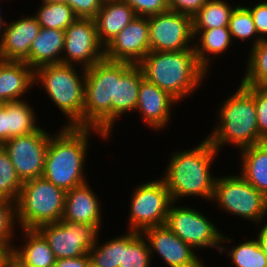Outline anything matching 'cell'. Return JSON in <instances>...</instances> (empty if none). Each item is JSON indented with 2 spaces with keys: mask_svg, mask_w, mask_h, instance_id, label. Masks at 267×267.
<instances>
[{
  "mask_svg": "<svg viewBox=\"0 0 267 267\" xmlns=\"http://www.w3.org/2000/svg\"><path fill=\"white\" fill-rule=\"evenodd\" d=\"M202 139L192 148L176 149L170 153L168 165H165V172L161 173L160 178L170 192L173 202H180L185 197H200L201 201L205 200L211 204L217 179L212 166H215L214 162L221 152H218L205 136Z\"/></svg>",
  "mask_w": 267,
  "mask_h": 267,
  "instance_id": "1",
  "label": "cell"
},
{
  "mask_svg": "<svg viewBox=\"0 0 267 267\" xmlns=\"http://www.w3.org/2000/svg\"><path fill=\"white\" fill-rule=\"evenodd\" d=\"M53 133L46 150L43 177L67 192L89 180L85 166L93 134L103 141L111 139L96 128L61 126Z\"/></svg>",
  "mask_w": 267,
  "mask_h": 267,
  "instance_id": "2",
  "label": "cell"
},
{
  "mask_svg": "<svg viewBox=\"0 0 267 267\" xmlns=\"http://www.w3.org/2000/svg\"><path fill=\"white\" fill-rule=\"evenodd\" d=\"M144 79L168 92L179 104L196 94L210 76L199 63L194 48L183 51H149L137 64Z\"/></svg>",
  "mask_w": 267,
  "mask_h": 267,
  "instance_id": "3",
  "label": "cell"
},
{
  "mask_svg": "<svg viewBox=\"0 0 267 267\" xmlns=\"http://www.w3.org/2000/svg\"><path fill=\"white\" fill-rule=\"evenodd\" d=\"M238 84L236 90L219 103L217 119L214 118L216 124L208 136L205 135L218 152L227 145L239 151L264 141L259 135L254 97L240 82Z\"/></svg>",
  "mask_w": 267,
  "mask_h": 267,
  "instance_id": "4",
  "label": "cell"
},
{
  "mask_svg": "<svg viewBox=\"0 0 267 267\" xmlns=\"http://www.w3.org/2000/svg\"><path fill=\"white\" fill-rule=\"evenodd\" d=\"M133 65L104 58L86 69L85 128H96L110 139L115 131L116 79H120Z\"/></svg>",
  "mask_w": 267,
  "mask_h": 267,
  "instance_id": "5",
  "label": "cell"
},
{
  "mask_svg": "<svg viewBox=\"0 0 267 267\" xmlns=\"http://www.w3.org/2000/svg\"><path fill=\"white\" fill-rule=\"evenodd\" d=\"M78 67L59 63L34 70L35 85L43 87L48 100L53 102L52 106H56L67 119L62 127H84L86 69Z\"/></svg>",
  "mask_w": 267,
  "mask_h": 267,
  "instance_id": "6",
  "label": "cell"
},
{
  "mask_svg": "<svg viewBox=\"0 0 267 267\" xmlns=\"http://www.w3.org/2000/svg\"><path fill=\"white\" fill-rule=\"evenodd\" d=\"M66 191L46 178L38 177L23 182L16 202L17 221L21 229H38L56 223L63 215Z\"/></svg>",
  "mask_w": 267,
  "mask_h": 267,
  "instance_id": "7",
  "label": "cell"
},
{
  "mask_svg": "<svg viewBox=\"0 0 267 267\" xmlns=\"http://www.w3.org/2000/svg\"><path fill=\"white\" fill-rule=\"evenodd\" d=\"M233 173L217 175L211 204H217L222 213L249 221L255 229L267 221V197L239 173Z\"/></svg>",
  "mask_w": 267,
  "mask_h": 267,
  "instance_id": "8",
  "label": "cell"
},
{
  "mask_svg": "<svg viewBox=\"0 0 267 267\" xmlns=\"http://www.w3.org/2000/svg\"><path fill=\"white\" fill-rule=\"evenodd\" d=\"M131 189L126 230L141 233L146 228L165 225L173 200L164 181L157 177Z\"/></svg>",
  "mask_w": 267,
  "mask_h": 267,
  "instance_id": "9",
  "label": "cell"
},
{
  "mask_svg": "<svg viewBox=\"0 0 267 267\" xmlns=\"http://www.w3.org/2000/svg\"><path fill=\"white\" fill-rule=\"evenodd\" d=\"M193 207L173 202L165 225L197 252L214 248L219 252L223 230L218 229L217 223H213L215 220H210L204 211Z\"/></svg>",
  "mask_w": 267,
  "mask_h": 267,
  "instance_id": "10",
  "label": "cell"
},
{
  "mask_svg": "<svg viewBox=\"0 0 267 267\" xmlns=\"http://www.w3.org/2000/svg\"><path fill=\"white\" fill-rule=\"evenodd\" d=\"M37 230L48 241L56 259L87 255L101 235L94 225L62 218L56 223L41 225Z\"/></svg>",
  "mask_w": 267,
  "mask_h": 267,
  "instance_id": "11",
  "label": "cell"
},
{
  "mask_svg": "<svg viewBox=\"0 0 267 267\" xmlns=\"http://www.w3.org/2000/svg\"><path fill=\"white\" fill-rule=\"evenodd\" d=\"M52 134L40 126L30 134L12 137L4 142V151L22 182L43 176L46 150Z\"/></svg>",
  "mask_w": 267,
  "mask_h": 267,
  "instance_id": "12",
  "label": "cell"
},
{
  "mask_svg": "<svg viewBox=\"0 0 267 267\" xmlns=\"http://www.w3.org/2000/svg\"><path fill=\"white\" fill-rule=\"evenodd\" d=\"M150 51H183L194 48L192 17L166 11L148 17Z\"/></svg>",
  "mask_w": 267,
  "mask_h": 267,
  "instance_id": "13",
  "label": "cell"
},
{
  "mask_svg": "<svg viewBox=\"0 0 267 267\" xmlns=\"http://www.w3.org/2000/svg\"><path fill=\"white\" fill-rule=\"evenodd\" d=\"M104 58L94 19L77 18L65 29L63 64L87 69Z\"/></svg>",
  "mask_w": 267,
  "mask_h": 267,
  "instance_id": "14",
  "label": "cell"
},
{
  "mask_svg": "<svg viewBox=\"0 0 267 267\" xmlns=\"http://www.w3.org/2000/svg\"><path fill=\"white\" fill-rule=\"evenodd\" d=\"M141 233L148 242L152 260L156 254L166 267H206L205 259L201 260L202 256L166 225L149 227Z\"/></svg>",
  "mask_w": 267,
  "mask_h": 267,
  "instance_id": "15",
  "label": "cell"
},
{
  "mask_svg": "<svg viewBox=\"0 0 267 267\" xmlns=\"http://www.w3.org/2000/svg\"><path fill=\"white\" fill-rule=\"evenodd\" d=\"M150 51L148 17L136 16L104 47L105 58L137 65Z\"/></svg>",
  "mask_w": 267,
  "mask_h": 267,
  "instance_id": "16",
  "label": "cell"
},
{
  "mask_svg": "<svg viewBox=\"0 0 267 267\" xmlns=\"http://www.w3.org/2000/svg\"><path fill=\"white\" fill-rule=\"evenodd\" d=\"M178 103L168 92L144 79L139 87L135 113L140 114L145 128L148 127L153 132H160L169 127V123L173 121L171 120L172 111Z\"/></svg>",
  "mask_w": 267,
  "mask_h": 267,
  "instance_id": "17",
  "label": "cell"
},
{
  "mask_svg": "<svg viewBox=\"0 0 267 267\" xmlns=\"http://www.w3.org/2000/svg\"><path fill=\"white\" fill-rule=\"evenodd\" d=\"M40 29V24L32 14L7 21L0 38V59L24 61Z\"/></svg>",
  "mask_w": 267,
  "mask_h": 267,
  "instance_id": "18",
  "label": "cell"
},
{
  "mask_svg": "<svg viewBox=\"0 0 267 267\" xmlns=\"http://www.w3.org/2000/svg\"><path fill=\"white\" fill-rule=\"evenodd\" d=\"M89 182L73 187L66 192L62 219L94 225L102 233L101 227H104L102 207L104 206L100 196L93 191L95 189L91 188L92 185Z\"/></svg>",
  "mask_w": 267,
  "mask_h": 267,
  "instance_id": "19",
  "label": "cell"
},
{
  "mask_svg": "<svg viewBox=\"0 0 267 267\" xmlns=\"http://www.w3.org/2000/svg\"><path fill=\"white\" fill-rule=\"evenodd\" d=\"M34 86V69L24 61L0 59V103L27 99Z\"/></svg>",
  "mask_w": 267,
  "mask_h": 267,
  "instance_id": "20",
  "label": "cell"
},
{
  "mask_svg": "<svg viewBox=\"0 0 267 267\" xmlns=\"http://www.w3.org/2000/svg\"><path fill=\"white\" fill-rule=\"evenodd\" d=\"M20 235L16 238L19 246L13 244L12 259L22 267H53L56 258L48 241L37 229H19Z\"/></svg>",
  "mask_w": 267,
  "mask_h": 267,
  "instance_id": "21",
  "label": "cell"
},
{
  "mask_svg": "<svg viewBox=\"0 0 267 267\" xmlns=\"http://www.w3.org/2000/svg\"><path fill=\"white\" fill-rule=\"evenodd\" d=\"M135 17L136 14L128 3L104 0L94 18L99 42L105 47Z\"/></svg>",
  "mask_w": 267,
  "mask_h": 267,
  "instance_id": "22",
  "label": "cell"
},
{
  "mask_svg": "<svg viewBox=\"0 0 267 267\" xmlns=\"http://www.w3.org/2000/svg\"><path fill=\"white\" fill-rule=\"evenodd\" d=\"M64 40L65 30L41 27L24 62L34 70L43 65L62 63Z\"/></svg>",
  "mask_w": 267,
  "mask_h": 267,
  "instance_id": "23",
  "label": "cell"
},
{
  "mask_svg": "<svg viewBox=\"0 0 267 267\" xmlns=\"http://www.w3.org/2000/svg\"><path fill=\"white\" fill-rule=\"evenodd\" d=\"M233 44L228 26L201 30L194 37V50L198 63L209 73L214 61L220 56L223 57Z\"/></svg>",
  "mask_w": 267,
  "mask_h": 267,
  "instance_id": "24",
  "label": "cell"
},
{
  "mask_svg": "<svg viewBox=\"0 0 267 267\" xmlns=\"http://www.w3.org/2000/svg\"><path fill=\"white\" fill-rule=\"evenodd\" d=\"M238 173L267 197V145L262 142L238 151Z\"/></svg>",
  "mask_w": 267,
  "mask_h": 267,
  "instance_id": "25",
  "label": "cell"
},
{
  "mask_svg": "<svg viewBox=\"0 0 267 267\" xmlns=\"http://www.w3.org/2000/svg\"><path fill=\"white\" fill-rule=\"evenodd\" d=\"M251 238H246L245 241L243 238L241 243L234 245L232 241L235 240L231 235L223 233L219 254H227L233 267H267V255L257 237Z\"/></svg>",
  "mask_w": 267,
  "mask_h": 267,
  "instance_id": "26",
  "label": "cell"
},
{
  "mask_svg": "<svg viewBox=\"0 0 267 267\" xmlns=\"http://www.w3.org/2000/svg\"><path fill=\"white\" fill-rule=\"evenodd\" d=\"M144 80L141 68L133 65L120 79H116L115 124L127 113L135 114L139 87ZM117 121V122H116Z\"/></svg>",
  "mask_w": 267,
  "mask_h": 267,
  "instance_id": "27",
  "label": "cell"
},
{
  "mask_svg": "<svg viewBox=\"0 0 267 267\" xmlns=\"http://www.w3.org/2000/svg\"><path fill=\"white\" fill-rule=\"evenodd\" d=\"M36 114L27 99L6 103V141L36 131L40 127Z\"/></svg>",
  "mask_w": 267,
  "mask_h": 267,
  "instance_id": "28",
  "label": "cell"
},
{
  "mask_svg": "<svg viewBox=\"0 0 267 267\" xmlns=\"http://www.w3.org/2000/svg\"><path fill=\"white\" fill-rule=\"evenodd\" d=\"M236 4H229L227 0H208L192 17L193 36L195 37L201 30L228 26L234 9L239 5Z\"/></svg>",
  "mask_w": 267,
  "mask_h": 267,
  "instance_id": "29",
  "label": "cell"
},
{
  "mask_svg": "<svg viewBox=\"0 0 267 267\" xmlns=\"http://www.w3.org/2000/svg\"><path fill=\"white\" fill-rule=\"evenodd\" d=\"M123 232L120 267H152L149 245L142 233L130 230Z\"/></svg>",
  "mask_w": 267,
  "mask_h": 267,
  "instance_id": "30",
  "label": "cell"
},
{
  "mask_svg": "<svg viewBox=\"0 0 267 267\" xmlns=\"http://www.w3.org/2000/svg\"><path fill=\"white\" fill-rule=\"evenodd\" d=\"M39 3L40 6L32 15L42 28L65 30L77 19L73 9L66 3Z\"/></svg>",
  "mask_w": 267,
  "mask_h": 267,
  "instance_id": "31",
  "label": "cell"
},
{
  "mask_svg": "<svg viewBox=\"0 0 267 267\" xmlns=\"http://www.w3.org/2000/svg\"><path fill=\"white\" fill-rule=\"evenodd\" d=\"M242 85L262 86L267 82V40H261L256 46L249 48Z\"/></svg>",
  "mask_w": 267,
  "mask_h": 267,
  "instance_id": "32",
  "label": "cell"
},
{
  "mask_svg": "<svg viewBox=\"0 0 267 267\" xmlns=\"http://www.w3.org/2000/svg\"><path fill=\"white\" fill-rule=\"evenodd\" d=\"M228 29L232 40H234L233 42L236 40V44L237 41L242 43L250 42V48H252L261 41L257 34L253 17L243 3L234 9L228 23Z\"/></svg>",
  "mask_w": 267,
  "mask_h": 267,
  "instance_id": "33",
  "label": "cell"
},
{
  "mask_svg": "<svg viewBox=\"0 0 267 267\" xmlns=\"http://www.w3.org/2000/svg\"><path fill=\"white\" fill-rule=\"evenodd\" d=\"M101 238L98 235L89 251L90 260L98 267H120V263H122V233L105 241L100 240Z\"/></svg>",
  "mask_w": 267,
  "mask_h": 267,
  "instance_id": "34",
  "label": "cell"
},
{
  "mask_svg": "<svg viewBox=\"0 0 267 267\" xmlns=\"http://www.w3.org/2000/svg\"><path fill=\"white\" fill-rule=\"evenodd\" d=\"M22 185L11 159L3 150L0 153V196L17 202Z\"/></svg>",
  "mask_w": 267,
  "mask_h": 267,
  "instance_id": "35",
  "label": "cell"
},
{
  "mask_svg": "<svg viewBox=\"0 0 267 267\" xmlns=\"http://www.w3.org/2000/svg\"><path fill=\"white\" fill-rule=\"evenodd\" d=\"M17 224L16 202L0 196V239L7 240L12 246L13 242L17 243L15 238L18 237V230L16 229L20 228Z\"/></svg>",
  "mask_w": 267,
  "mask_h": 267,
  "instance_id": "36",
  "label": "cell"
},
{
  "mask_svg": "<svg viewBox=\"0 0 267 267\" xmlns=\"http://www.w3.org/2000/svg\"><path fill=\"white\" fill-rule=\"evenodd\" d=\"M254 97L259 135L267 138V92L261 86L243 85Z\"/></svg>",
  "mask_w": 267,
  "mask_h": 267,
  "instance_id": "37",
  "label": "cell"
},
{
  "mask_svg": "<svg viewBox=\"0 0 267 267\" xmlns=\"http://www.w3.org/2000/svg\"><path fill=\"white\" fill-rule=\"evenodd\" d=\"M128 3L136 16L149 17L169 10L168 0H121Z\"/></svg>",
  "mask_w": 267,
  "mask_h": 267,
  "instance_id": "38",
  "label": "cell"
},
{
  "mask_svg": "<svg viewBox=\"0 0 267 267\" xmlns=\"http://www.w3.org/2000/svg\"><path fill=\"white\" fill-rule=\"evenodd\" d=\"M104 0H62L74 11L77 18L94 19Z\"/></svg>",
  "mask_w": 267,
  "mask_h": 267,
  "instance_id": "39",
  "label": "cell"
},
{
  "mask_svg": "<svg viewBox=\"0 0 267 267\" xmlns=\"http://www.w3.org/2000/svg\"><path fill=\"white\" fill-rule=\"evenodd\" d=\"M253 5V6H252ZM251 13L257 34L261 40H267V7L260 0L257 3L245 6Z\"/></svg>",
  "mask_w": 267,
  "mask_h": 267,
  "instance_id": "40",
  "label": "cell"
},
{
  "mask_svg": "<svg viewBox=\"0 0 267 267\" xmlns=\"http://www.w3.org/2000/svg\"><path fill=\"white\" fill-rule=\"evenodd\" d=\"M208 0H168L169 11L193 17Z\"/></svg>",
  "mask_w": 267,
  "mask_h": 267,
  "instance_id": "41",
  "label": "cell"
},
{
  "mask_svg": "<svg viewBox=\"0 0 267 267\" xmlns=\"http://www.w3.org/2000/svg\"><path fill=\"white\" fill-rule=\"evenodd\" d=\"M89 261V254L76 258H60L55 260L53 267H85Z\"/></svg>",
  "mask_w": 267,
  "mask_h": 267,
  "instance_id": "42",
  "label": "cell"
},
{
  "mask_svg": "<svg viewBox=\"0 0 267 267\" xmlns=\"http://www.w3.org/2000/svg\"><path fill=\"white\" fill-rule=\"evenodd\" d=\"M13 256V246L7 241L0 239V267H8Z\"/></svg>",
  "mask_w": 267,
  "mask_h": 267,
  "instance_id": "43",
  "label": "cell"
},
{
  "mask_svg": "<svg viewBox=\"0 0 267 267\" xmlns=\"http://www.w3.org/2000/svg\"><path fill=\"white\" fill-rule=\"evenodd\" d=\"M255 231L257 235L254 236L257 237L264 253L267 255V221L263 223L261 226H257V230L255 229Z\"/></svg>",
  "mask_w": 267,
  "mask_h": 267,
  "instance_id": "44",
  "label": "cell"
},
{
  "mask_svg": "<svg viewBox=\"0 0 267 267\" xmlns=\"http://www.w3.org/2000/svg\"><path fill=\"white\" fill-rule=\"evenodd\" d=\"M0 140L6 142V103H0Z\"/></svg>",
  "mask_w": 267,
  "mask_h": 267,
  "instance_id": "45",
  "label": "cell"
},
{
  "mask_svg": "<svg viewBox=\"0 0 267 267\" xmlns=\"http://www.w3.org/2000/svg\"><path fill=\"white\" fill-rule=\"evenodd\" d=\"M1 2H0V38H1V36H2V33H3V28H4V25L6 24V22H7V20H5V19H7V18H4V14H2L1 12H2V9H1V7L3 8V6H1L2 5V3L3 2H5L6 0H0Z\"/></svg>",
  "mask_w": 267,
  "mask_h": 267,
  "instance_id": "46",
  "label": "cell"
},
{
  "mask_svg": "<svg viewBox=\"0 0 267 267\" xmlns=\"http://www.w3.org/2000/svg\"><path fill=\"white\" fill-rule=\"evenodd\" d=\"M8 267H22L19 264H17L13 259L10 261Z\"/></svg>",
  "mask_w": 267,
  "mask_h": 267,
  "instance_id": "47",
  "label": "cell"
},
{
  "mask_svg": "<svg viewBox=\"0 0 267 267\" xmlns=\"http://www.w3.org/2000/svg\"><path fill=\"white\" fill-rule=\"evenodd\" d=\"M40 1L47 3H62V0H40Z\"/></svg>",
  "mask_w": 267,
  "mask_h": 267,
  "instance_id": "48",
  "label": "cell"
},
{
  "mask_svg": "<svg viewBox=\"0 0 267 267\" xmlns=\"http://www.w3.org/2000/svg\"><path fill=\"white\" fill-rule=\"evenodd\" d=\"M85 267H98L91 260L86 264Z\"/></svg>",
  "mask_w": 267,
  "mask_h": 267,
  "instance_id": "49",
  "label": "cell"
},
{
  "mask_svg": "<svg viewBox=\"0 0 267 267\" xmlns=\"http://www.w3.org/2000/svg\"><path fill=\"white\" fill-rule=\"evenodd\" d=\"M4 150V142L0 140V153Z\"/></svg>",
  "mask_w": 267,
  "mask_h": 267,
  "instance_id": "50",
  "label": "cell"
},
{
  "mask_svg": "<svg viewBox=\"0 0 267 267\" xmlns=\"http://www.w3.org/2000/svg\"><path fill=\"white\" fill-rule=\"evenodd\" d=\"M267 92V82L261 86Z\"/></svg>",
  "mask_w": 267,
  "mask_h": 267,
  "instance_id": "51",
  "label": "cell"
},
{
  "mask_svg": "<svg viewBox=\"0 0 267 267\" xmlns=\"http://www.w3.org/2000/svg\"><path fill=\"white\" fill-rule=\"evenodd\" d=\"M267 7V0H261Z\"/></svg>",
  "mask_w": 267,
  "mask_h": 267,
  "instance_id": "52",
  "label": "cell"
},
{
  "mask_svg": "<svg viewBox=\"0 0 267 267\" xmlns=\"http://www.w3.org/2000/svg\"><path fill=\"white\" fill-rule=\"evenodd\" d=\"M266 145H267V138L266 139H264V141H263Z\"/></svg>",
  "mask_w": 267,
  "mask_h": 267,
  "instance_id": "53",
  "label": "cell"
}]
</instances>
